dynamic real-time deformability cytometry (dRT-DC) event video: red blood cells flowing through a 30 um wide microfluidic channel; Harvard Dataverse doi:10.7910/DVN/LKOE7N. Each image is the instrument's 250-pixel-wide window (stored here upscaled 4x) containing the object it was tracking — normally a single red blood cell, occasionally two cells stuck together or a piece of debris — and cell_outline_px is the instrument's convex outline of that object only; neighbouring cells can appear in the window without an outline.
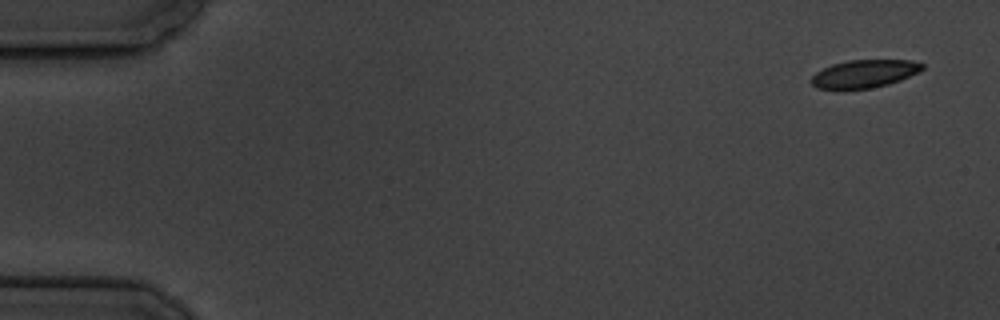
{"species": "common noctule bat (a hibernating species)", "species_latin": "Nyctalus noctula", "temperature_condition": "cold", "stored_images_in_passage": 9, "camera_frame_rate_fps": 3000, "um_per_image_px": 0.085, "animal": {"sex": "male", "body_mass_g": 19.5, "forearm_length_mm": 54.6}, "frame": {"image": 1, "passage_image": 1, "time_ms": 0.0, "image_size_px": [1000, 320], "cell_outline_px": [[924, 68], [920, 72], [900, 80], [888, 84], [868, 88], [816, 88], [812, 84], [812, 76], [816, 72], [832, 64], [848, 60], [912, 60], [924, 64]], "centroid_in_image_um": [73.51, 6.25], "position_along_channel_um": 11.5, "area_um2": 17.8}}
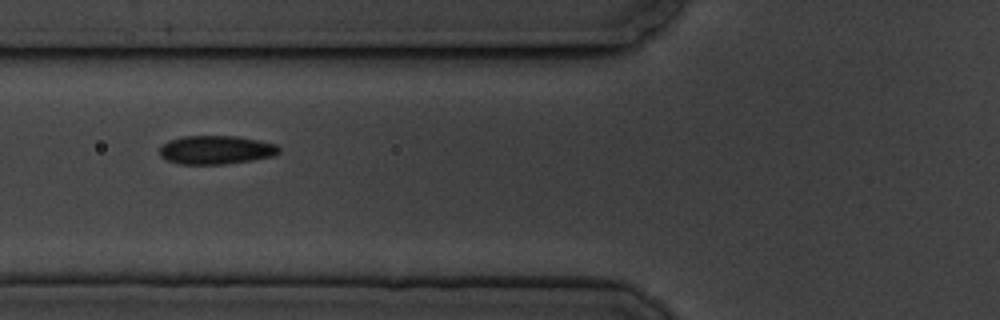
{"frame": {"image": 2, "passage_image": 6, "time_ms": 6.667, "image_size_px": [1000, 320], "cell_outline_px": [[280, 152], [272, 156], [252, 160], [224, 164], [180, 164], [168, 160], [160, 156], [160, 144], [168, 140], [184, 136], [236, 136], [260, 140], [276, 144], [280, 148]], "centroid_in_image_um": [18.35, 12.73], "position_along_channel_um": 107.5, "area_um2": 20.0}}
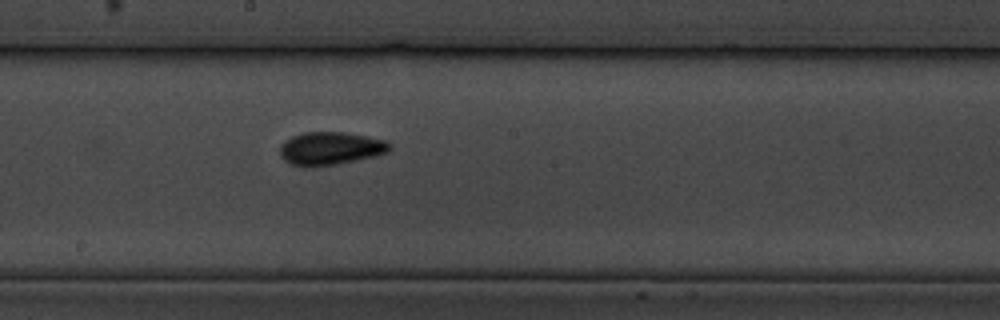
{"frame": {"image": 3, "passage_image": 9, "time_ms": 10.0, "image_size_px": [1000, 320], "cell_outline_px": [[392, 148], [388, 152], [376, 156], [336, 164], [304, 168], [288, 164], [280, 156], [280, 144], [284, 140], [292, 136], [304, 132], [344, 132], [388, 140], [392, 144]], "centroid_in_image_um": [28.08, 12.62], "position_along_channel_um": 220.1, "area_um2": 21.56}}